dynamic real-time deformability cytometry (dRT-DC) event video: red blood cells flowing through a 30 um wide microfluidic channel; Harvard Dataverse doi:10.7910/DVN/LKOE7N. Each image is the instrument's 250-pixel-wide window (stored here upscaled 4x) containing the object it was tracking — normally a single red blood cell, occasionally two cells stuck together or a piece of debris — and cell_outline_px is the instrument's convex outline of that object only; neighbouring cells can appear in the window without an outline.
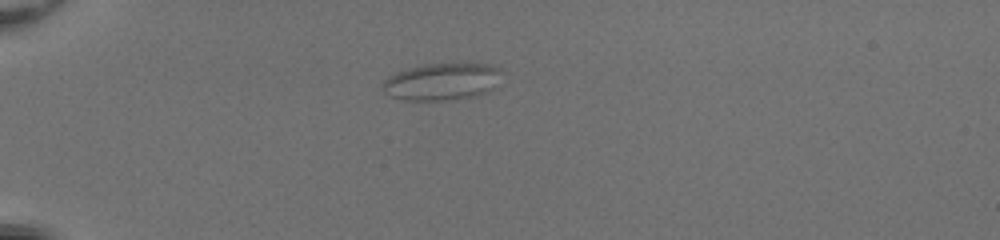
{"species": "common noctule bat (a hibernating species)", "species_latin": "Nyctalus noctula", "temperature_condition": "room temperature", "stored_images_in_passage": 37, "camera_frame_rate_fps": 3000, "um_per_image_px": 0.085, "animal": {"sex": "female", "body_mass_g": 20.0, "forearm_length_mm": 54.0}, "frame": {"image": 1, "passage_image": 1, "time_ms": 0.0, "image_size_px": [1000, 240], "cell_outline_px": [[504, 72], [492, 88], [488, 92], [476, 96], [452, 100], [400, 100], [384, 92], [380, 88], [380, 84], [388, 76], [396, 72], [408, 68], [424, 64], [464, 60], [492, 64], [500, 68]], "centroid_in_image_um": [37.6, 6.88], "position_along_channel_um": 47.4, "area_um2": 27.05}}
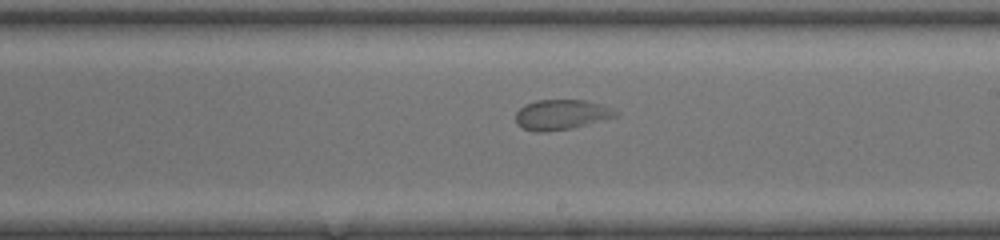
{"frame": {"image": 2, "passage_image": 18, "time_ms": 5.667, "image_size_px": [1000, 240], "cell_outline_px": [[620, 112], [616, 116], [568, 128], [544, 132], [536, 132], [524, 128], [516, 124], [516, 112], [524, 104], [536, 100], [584, 100], [600, 104], [612, 108]], "centroid_in_image_um": [47.67, 9.72], "position_along_channel_um": 241.3, "area_um2": 17.22}}
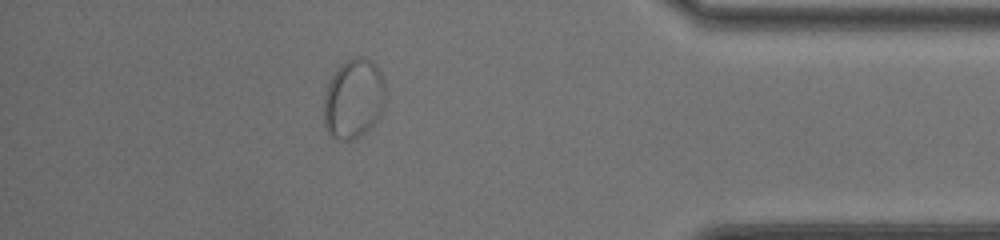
{"frame": {"image": 3, "passage_image": 32, "time_ms": 10.333, "image_size_px": [1000, 240], "cell_outline_px": [[384, 108], [380, 116], [364, 132], [352, 140], [340, 140], [332, 136], [328, 132], [324, 124], [324, 96], [328, 84], [336, 68], [344, 60], [356, 56], [364, 56], [372, 60], [376, 64], [380, 72], [384, 84]], "centroid_in_image_um": [30.05, 8.35], "position_along_channel_um": 405.2, "area_um2": 28.73}}